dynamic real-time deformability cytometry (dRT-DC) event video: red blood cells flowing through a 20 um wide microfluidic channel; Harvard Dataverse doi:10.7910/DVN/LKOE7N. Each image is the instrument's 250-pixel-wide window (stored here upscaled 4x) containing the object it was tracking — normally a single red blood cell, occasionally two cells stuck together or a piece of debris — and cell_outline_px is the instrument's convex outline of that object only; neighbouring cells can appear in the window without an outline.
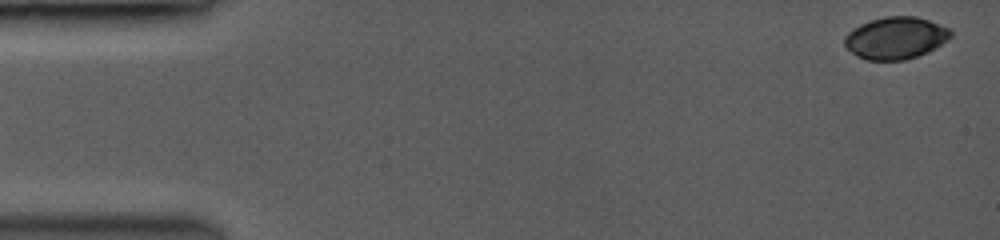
{"species": "common noctule bat (a hibernating species)", "species_latin": "Nyctalus noctula", "temperature_condition": "room temperature", "stored_images_in_passage": 18, "camera_frame_rate_fps": 3500, "um_per_image_px": 0.085, "animal": {"sex": "female", "body_mass_g": 19.0, "forearm_length_mm": 53.3}, "frame": {"image": 1, "passage_image": 1, "time_ms": 0.0, "image_size_px": [1000, 240], "cell_outline_px": [[952, 36], [948, 40], [916, 56], [904, 60], [868, 60], [852, 52], [844, 44], [844, 40], [848, 32], [860, 24], [872, 20], [888, 16], [916, 16], [928, 20], [948, 28], [952, 32]], "centroid_in_image_um": [76.13, 3.22], "position_along_channel_um": 8.9, "area_um2": 25.49}}
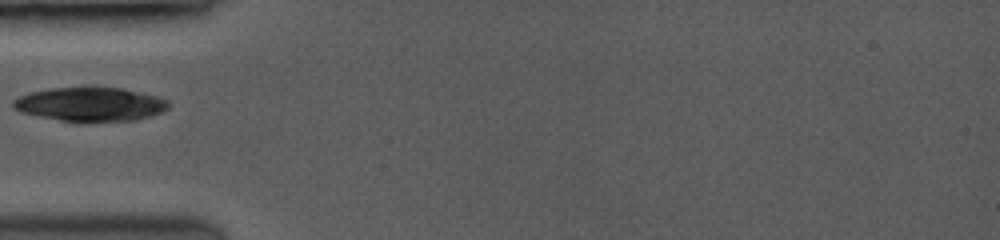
{"frame": {"image": 2, "passage_image": 10, "time_ms": 5.143, "image_size_px": [1000, 240], "cell_outline_px": [[168, 108], [160, 112], [136, 120], [60, 120], [20, 112], [12, 108], [12, 100], [20, 96], [32, 92], [52, 88], [120, 88], [152, 96], [164, 100], [168, 104]], "centroid_in_image_um": [7.58, 8.86], "position_along_channel_um": 77.4, "area_um2": 29.48}}